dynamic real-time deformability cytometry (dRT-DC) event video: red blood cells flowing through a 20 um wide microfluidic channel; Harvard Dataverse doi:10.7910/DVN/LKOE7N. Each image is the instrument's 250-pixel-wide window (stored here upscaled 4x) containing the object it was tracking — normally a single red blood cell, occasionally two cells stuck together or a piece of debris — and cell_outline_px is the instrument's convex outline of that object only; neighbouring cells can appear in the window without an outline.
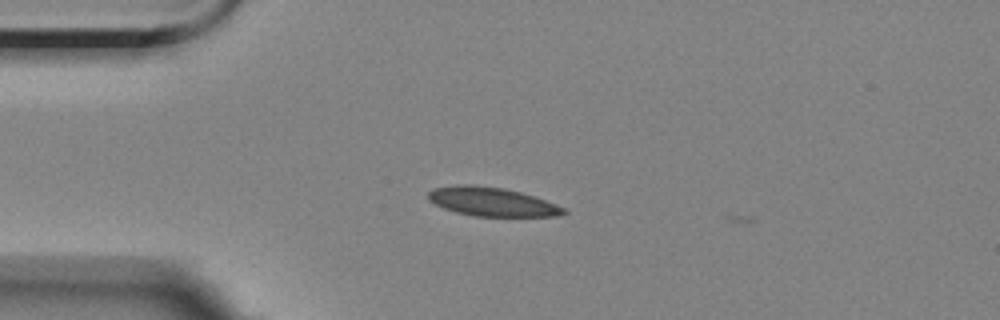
{"species": "Egyptian fruit bat (a non-hibernating species)", "species_latin": "Rousettus aegyptiacus", "temperature_condition": "room temperature", "stored_images_in_passage": 4, "camera_frame_rate_fps": 3000, "um_per_image_px": 0.085, "animal": {"sex": "female"}, "frame": {"image": 1, "passage_image": 3, "time_ms": 2.333, "image_size_px": [1000, 320], "cell_outline_px": [[568, 212], [556, 216], [472, 216], [456, 212], [444, 208], [428, 200], [428, 192], [432, 188], [456, 184], [476, 184], [504, 188], [520, 192], [556, 204], [564, 208]], "centroid_in_image_um": [41.76, 17.13], "position_along_channel_um": 43.2, "area_um2": 22.77}}